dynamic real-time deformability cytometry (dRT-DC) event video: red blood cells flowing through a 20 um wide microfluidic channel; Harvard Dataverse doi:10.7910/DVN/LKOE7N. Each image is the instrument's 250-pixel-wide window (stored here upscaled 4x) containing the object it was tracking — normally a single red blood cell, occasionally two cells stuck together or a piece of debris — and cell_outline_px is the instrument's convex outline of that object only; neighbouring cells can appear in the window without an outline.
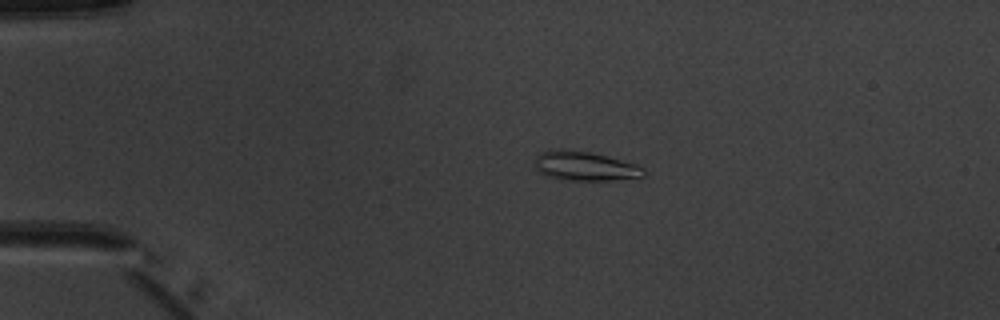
{"species": "common noctule bat (a hibernating species)", "species_latin": "Nyctalus noctula", "temperature_condition": "warm", "stored_images_in_passage": 6, "camera_frame_rate_fps": 3000, "um_per_image_px": 0.085, "animal": {"sex": "male", "body_mass_g": 20.1, "forearm_length_mm": 53.5}, "frame": {"image": 1, "passage_image": 3, "time_ms": 2.333, "image_size_px": [1000, 320], "cell_outline_px": [[648, 172], [644, 176], [608, 180], [560, 180], [548, 176], [540, 172], [536, 168], [536, 156], [540, 152], [560, 148], [588, 152], [636, 164], [644, 168]], "centroid_in_image_um": [49.7, 14.12], "position_along_channel_um": 35.3, "area_um2": 18.38}}
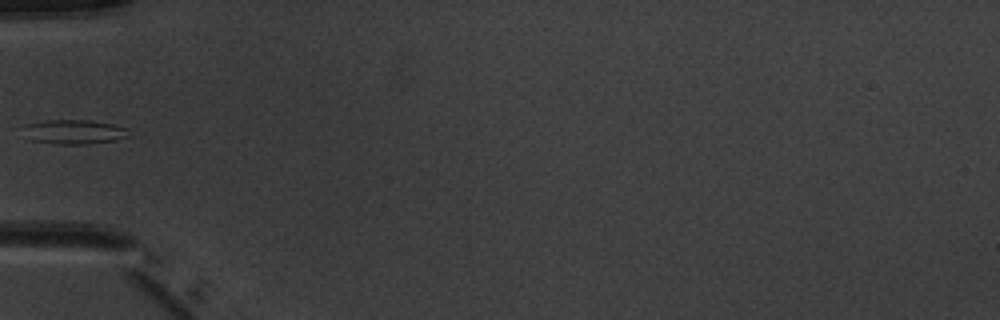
{"frame": {"image": 2, "passage_image": 5, "time_ms": 4.667, "image_size_px": [1000, 320], "cell_outline_px": [[132, 136], [116, 140], [84, 144], [56, 144], [32, 140], [28, 124], [44, 120], [88, 120], [112, 124], [128, 128]], "centroid_in_image_um": [6.48, 11.21], "position_along_channel_um": 78.5, "area_um2": 14.57}}
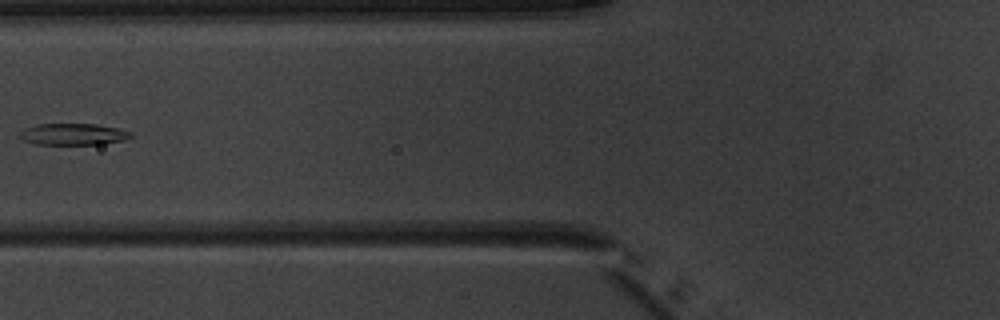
{"frame": {"image": 3, "passage_image": 6, "time_ms": 5.667, "image_size_px": [1000, 320], "cell_outline_px": [[132, 136], [124, 140], [104, 144], [36, 144], [24, 140], [20, 136], [20, 132], [24, 128], [36, 124], [96, 124], [116, 128], [132, 132]], "centroid_in_image_um": [6.23, 11.4], "position_along_channel_um": 119.6, "area_um2": 13.87}}